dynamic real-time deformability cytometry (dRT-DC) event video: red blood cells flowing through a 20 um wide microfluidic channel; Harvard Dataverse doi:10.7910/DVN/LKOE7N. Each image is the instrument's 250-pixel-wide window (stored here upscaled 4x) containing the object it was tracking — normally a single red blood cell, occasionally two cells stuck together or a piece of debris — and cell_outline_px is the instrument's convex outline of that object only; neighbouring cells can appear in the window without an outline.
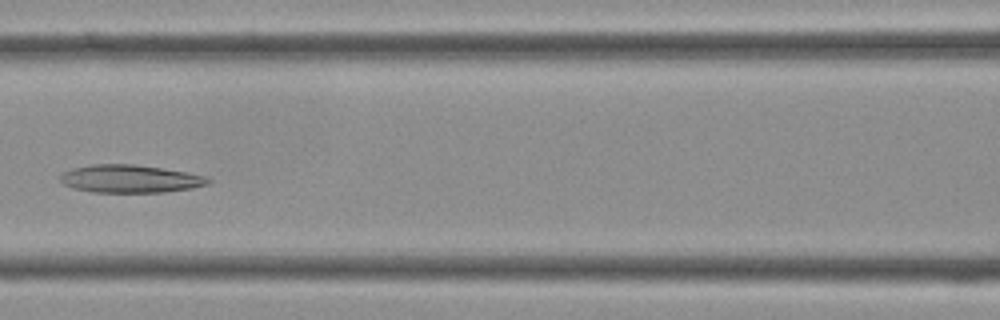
{"species": "Egyptian fruit bat (a non-hibernating species)", "species_latin": "Rousettus aegyptiacus", "temperature_condition": "cold", "stored_images_in_passage": 41, "camera_frame_rate_fps": 3000, "um_per_image_px": 0.085, "frame": {"image": 1, "passage_image": 18, "time_ms": 5.667, "image_size_px": [1000, 320], "cell_outline_px": [[212, 180], [208, 184], [192, 188], [164, 192], [92, 192], [72, 188], [64, 184], [60, 180], [60, 176], [64, 172], [72, 168], [88, 164], [136, 164], [164, 168], [188, 172], [208, 176]], "centroid_in_image_um": [11.08, 15.19], "position_along_channel_um": 155.5, "area_um2": 24.28}}
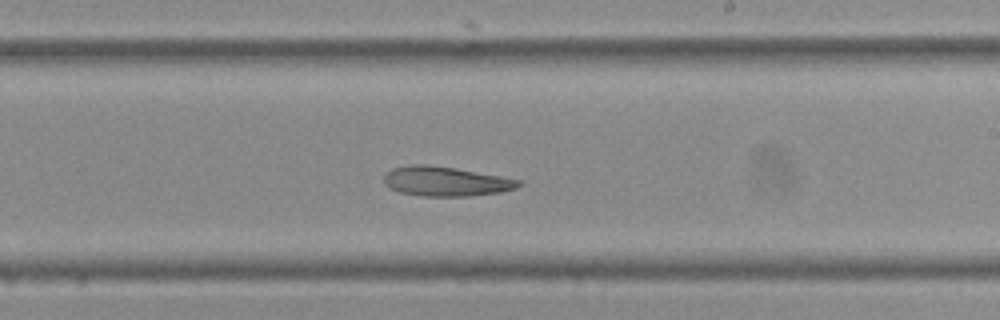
{"frame": {"image": 2, "passage_image": 24, "time_ms": 7.667, "image_size_px": [1000, 320], "cell_outline_px": [[524, 184], [516, 188], [500, 192], [468, 196], [420, 196], [400, 192], [388, 188], [384, 184], [384, 172], [392, 168], [412, 164], [424, 164], [456, 168], [500, 176], [520, 180]], "centroid_in_image_um": [37.84, 15.41], "position_along_channel_um": 251.2, "area_um2": 23.35}}
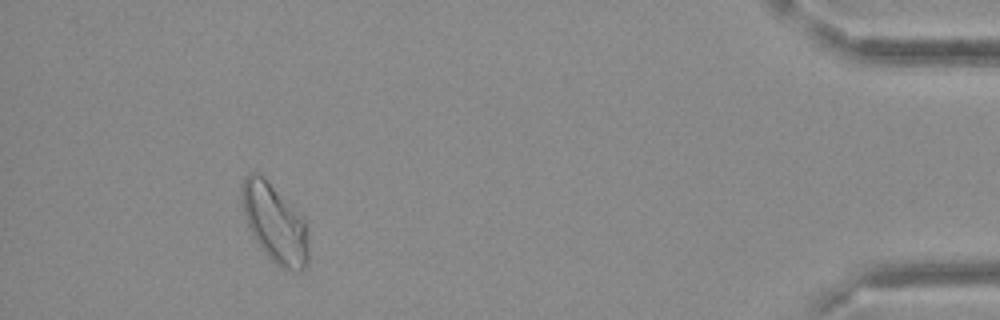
{"frame": {"image": 3, "passage_image": 38, "time_ms": 12.333, "image_size_px": [1000, 320], "cell_outline_px": [[308, 264], [300, 272], [284, 268], [276, 264], [260, 248], [252, 236], [244, 216], [240, 200], [240, 188], [244, 176], [248, 172], [256, 172], [304, 220], [308, 244]], "centroid_in_image_um": [23.29, 19.02], "position_along_channel_um": 411.9, "area_um2": 29.82}}